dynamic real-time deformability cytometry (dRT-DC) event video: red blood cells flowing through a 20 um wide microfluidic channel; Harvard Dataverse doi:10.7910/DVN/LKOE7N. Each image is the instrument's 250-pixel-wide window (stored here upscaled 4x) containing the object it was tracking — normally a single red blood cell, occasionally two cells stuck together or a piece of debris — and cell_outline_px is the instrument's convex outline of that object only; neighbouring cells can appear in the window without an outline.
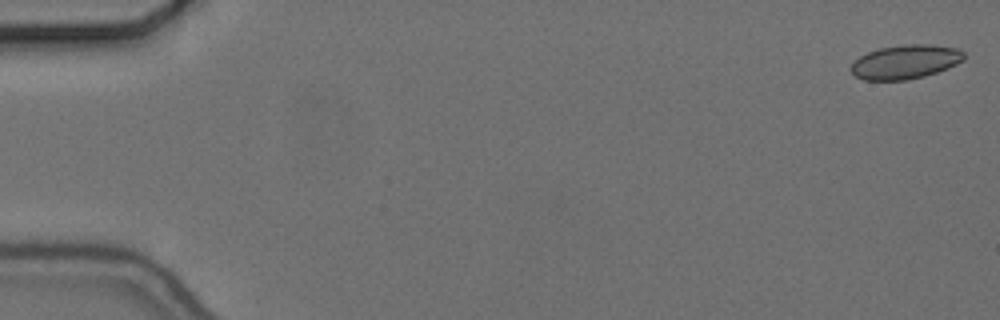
{"species": "common noctule bat (a hibernating species)", "species_latin": "Nyctalus noctula", "temperature_condition": "cold", "stored_images_in_passage": 16, "camera_frame_rate_fps": 3000, "um_per_image_px": 0.085, "animal": {"sex": "female", "body_mass_g": 24.6, "forearm_length_mm": 56.2}, "frame": {"image": 1, "passage_image": 1, "time_ms": 0.0, "image_size_px": [1000, 320], "cell_outline_px": [[964, 60], [948, 68], [924, 76], [904, 80], [864, 80], [856, 76], [848, 68], [860, 56], [868, 52], [880, 48], [904, 44], [932, 44], [956, 48], [964, 52]], "centroid_in_image_um": [76.96, 5.25], "position_along_channel_um": 8.0, "area_um2": 22.37}}